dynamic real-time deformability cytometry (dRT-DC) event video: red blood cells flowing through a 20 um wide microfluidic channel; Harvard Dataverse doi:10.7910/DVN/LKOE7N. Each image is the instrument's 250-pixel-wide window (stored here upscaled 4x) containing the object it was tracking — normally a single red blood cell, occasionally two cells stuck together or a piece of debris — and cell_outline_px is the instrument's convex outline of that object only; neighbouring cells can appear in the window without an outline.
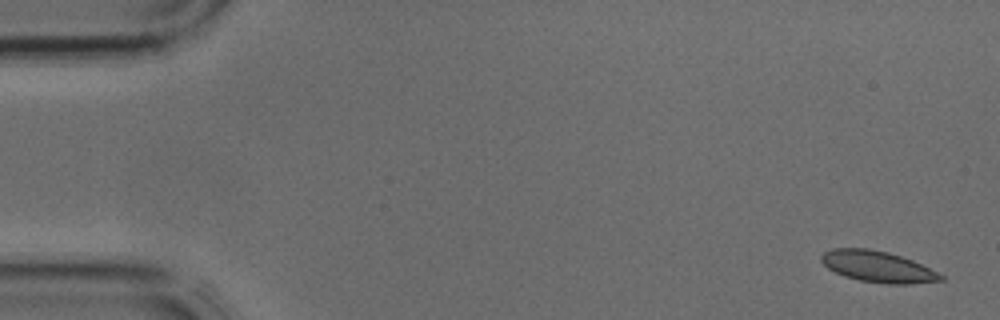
{"species": "common noctule bat (a hibernating species)", "species_latin": "Nyctalus noctula", "temperature_condition": "cold", "stored_images_in_passage": 3, "camera_frame_rate_fps": 3000, "um_per_image_px": 0.085, "animal": {"sex": "male", "body_mass_g": 17.9, "forearm_length_mm": 54.2}, "frame": {"image": 1, "passage_image": 1, "time_ms": 0.0, "image_size_px": [1000, 320], "cell_outline_px": [[944, 280], [908, 284], [888, 284], [860, 280], [844, 276], [828, 268], [820, 260], [820, 256], [824, 252], [832, 248], [868, 248], [888, 252], [912, 260], [944, 276]], "centroid_in_image_um": [74.57, 22.66], "position_along_channel_um": 10.4, "area_um2": 21.5}}